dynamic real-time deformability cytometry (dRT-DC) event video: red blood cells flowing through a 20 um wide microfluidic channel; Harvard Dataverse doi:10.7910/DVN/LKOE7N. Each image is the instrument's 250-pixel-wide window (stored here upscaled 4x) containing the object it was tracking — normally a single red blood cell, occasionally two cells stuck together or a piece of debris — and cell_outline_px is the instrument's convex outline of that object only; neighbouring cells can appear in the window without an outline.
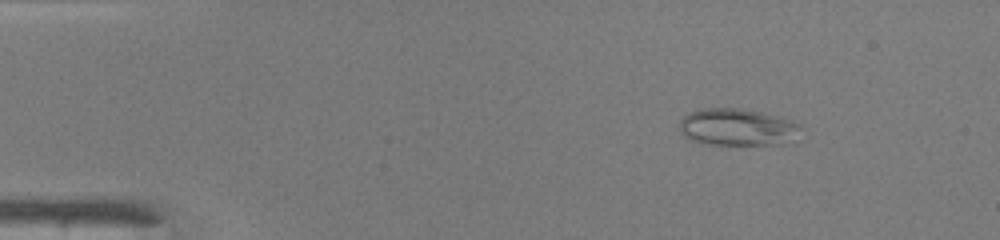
{"species": "common noctule bat (a hibernating species)", "species_latin": "Nyctalus noctula", "temperature_condition": "warm", "stored_images_in_passage": 42, "camera_frame_rate_fps": 3000, "um_per_image_px": 0.085, "animal": {"sex": "male", "body_mass_g": 19.0, "forearm_length_mm": 50.8}, "frame": {"image": 1, "passage_image": 1, "time_ms": 0.0, "image_size_px": [1000, 240], "cell_outline_px": [[800, 128], [784, 144], [708, 144], [692, 140], [684, 136], [680, 132], [680, 120], [684, 116], [700, 108], [740, 108], [780, 116], [792, 120], [800, 124]], "centroid_in_image_um": [62.63, 10.79], "position_along_channel_um": 22.4, "area_um2": 25.84}}
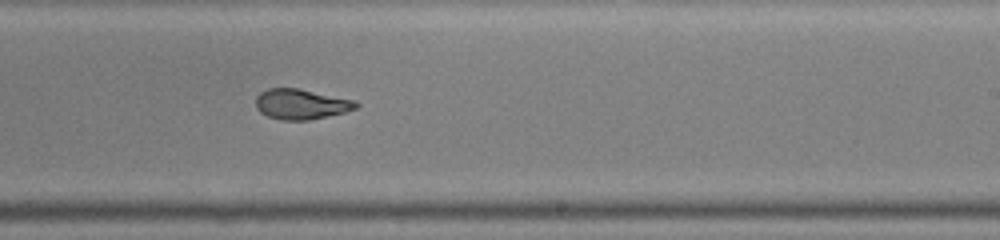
{"frame": {"image": 2, "passage_image": 24, "time_ms": 7.667, "image_size_px": [1000, 240], "cell_outline_px": [[360, 104], [356, 108], [344, 112], [308, 120], [280, 120], [268, 116], [260, 112], [256, 108], [256, 96], [260, 92], [268, 88], [300, 88], [356, 100]], "centroid_in_image_um": [25.59, 8.84], "position_along_channel_um": 263.4, "area_um2": 17.8}}
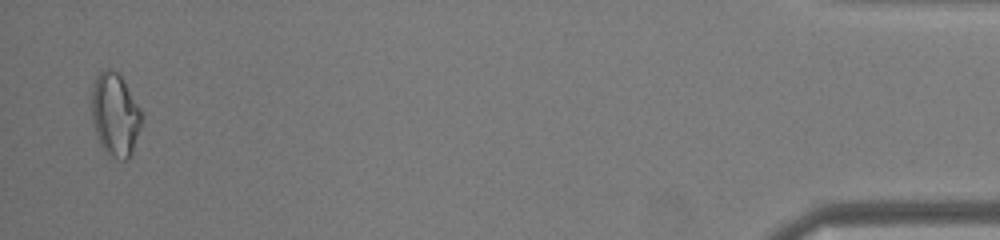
{"frame": {"image": 3, "passage_image": 41, "time_ms": 13.333, "image_size_px": [1000, 240], "cell_outline_px": [[144, 120], [132, 152], [124, 160], [108, 156], [104, 152], [100, 144], [92, 124], [92, 88], [96, 76], [104, 68], [108, 68], [116, 72], [124, 80], [140, 108], [144, 116]], "centroid_in_image_um": [9.8, 9.75], "position_along_channel_um": 425.4, "area_um2": 24.51}, "authors_computed_cell_mechanics": {"area_um2": 19.3341, "velocity_mm_per_s": 4.2773, "shape_relaxation_time_tau1_ms": null, "shape_relaxation_time_tau2_ms": 1.3338, "deformation_change_tau1": null, "deformation_change_tau2": 0.0839}}